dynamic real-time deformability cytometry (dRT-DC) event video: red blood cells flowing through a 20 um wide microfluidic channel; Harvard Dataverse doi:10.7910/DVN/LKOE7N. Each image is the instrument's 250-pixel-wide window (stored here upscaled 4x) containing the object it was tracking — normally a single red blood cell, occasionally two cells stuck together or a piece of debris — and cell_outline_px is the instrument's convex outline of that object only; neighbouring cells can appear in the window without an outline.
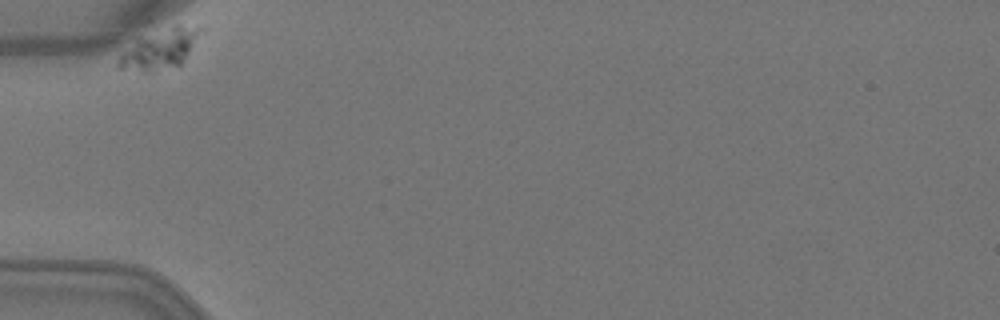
{"species": "Egyptian fruit bat (a non-hibernating species)", "species_latin": "Rousettus aegyptiacus", "temperature_condition": "warm", "stored_images_in_passage": 2, "camera_frame_rate_fps": 3000, "um_per_image_px": 0.085, "animal": {"sex": "female"}, "frame": {"image": 1, "passage_image": 1, "time_ms": 0.0, "image_size_px": [1000, 320], "cell_outline_px": [[204, 28], [184, 60], [180, 64], [152, 72], [144, 72], [120, 68], [116, 64], [120, 56], [136, 40], [176, 24]], "centroid_in_image_um": [13.62, 4.18], "position_along_channel_um": 71.4, "area_um2": 18.32}}